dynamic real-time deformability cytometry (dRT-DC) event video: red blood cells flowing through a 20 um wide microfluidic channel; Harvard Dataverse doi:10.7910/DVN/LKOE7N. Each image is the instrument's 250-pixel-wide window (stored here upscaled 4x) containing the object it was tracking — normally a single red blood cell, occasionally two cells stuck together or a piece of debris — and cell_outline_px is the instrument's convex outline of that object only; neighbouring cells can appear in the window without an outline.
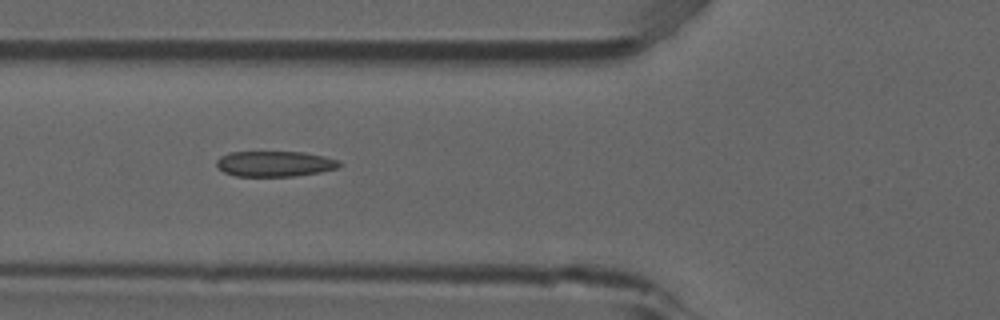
{"species": "common noctule bat (a hibernating species)", "species_latin": "Nyctalus noctula", "temperature_condition": "room temperature", "stored_images_in_passage": 7, "camera_frame_rate_fps": 3000, "um_per_image_px": 0.085, "animal": {"sex": "male", "forearm_length_mm": 52.5}, "frame": {"image": 1, "passage_image": 5, "time_ms": 1.333, "image_size_px": [1000, 320], "cell_outline_px": [[340, 164], [336, 168], [320, 172], [292, 176], [236, 176], [224, 172], [216, 164], [216, 160], [220, 156], [232, 152], [304, 152], [324, 156], [340, 160]], "centroid_in_image_um": [23.35, 13.92], "position_along_channel_um": 102.4, "area_um2": 18.15}}
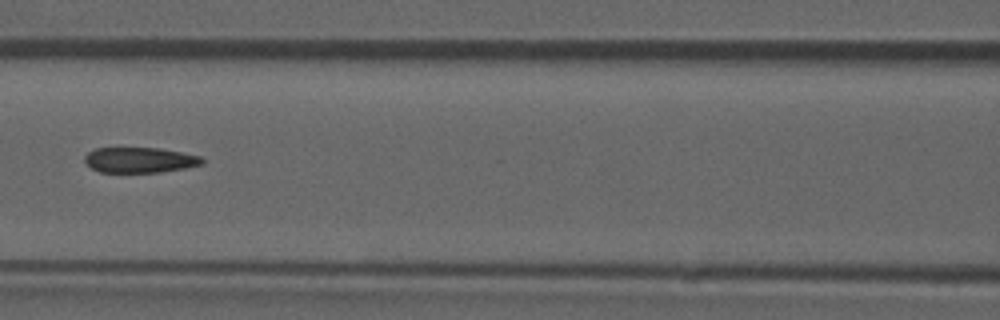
{"frame": {"image": 2, "passage_image": 6, "time_ms": 1.667, "image_size_px": [1000, 320], "cell_outline_px": [[204, 164], [184, 168], [160, 172], [100, 172], [92, 168], [84, 160], [84, 156], [88, 152], [96, 148], [160, 148], [200, 156], [204, 160]], "centroid_in_image_um": [11.88, 13.6], "position_along_channel_um": 154.7, "area_um2": 17.28}}